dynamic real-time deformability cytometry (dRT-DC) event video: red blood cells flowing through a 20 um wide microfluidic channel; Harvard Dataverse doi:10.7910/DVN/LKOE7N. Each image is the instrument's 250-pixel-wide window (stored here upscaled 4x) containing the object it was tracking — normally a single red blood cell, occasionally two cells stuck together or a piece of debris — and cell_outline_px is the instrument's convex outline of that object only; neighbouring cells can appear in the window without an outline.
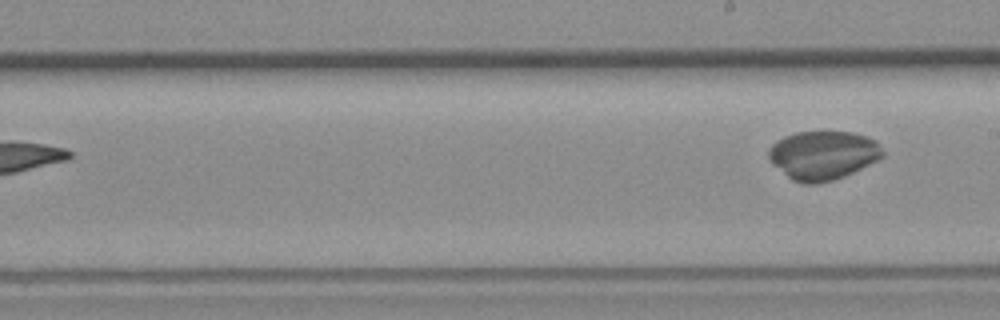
{"species": "common noctule bat (a hibernating species)", "species_latin": "Nyctalus noctula", "temperature_condition": "room temperature", "stored_images_in_passage": 6, "segment_of_instrument_passage": [2, 2], "camera_frame_rate_fps": 3000, "um_per_image_px": 0.085, "animal": {"sex": "female", "body_mass_g": 19.3, "forearm_length_mm": 54.1}, "frame": {"image": 1, "passage_image": 6, "time_ms": 6.0, "image_size_px": [1000, 320], "cell_outline_px": [[884, 156], [844, 176], [832, 180], [816, 184], [804, 184], [792, 180], [768, 156], [768, 152], [772, 144], [776, 140], [784, 136], [796, 132], [852, 132], [868, 136], [876, 140], [884, 152]], "centroid_in_image_um": [69.98, 13.17], "position_along_channel_um": 219.0, "area_um2": 32.02}}